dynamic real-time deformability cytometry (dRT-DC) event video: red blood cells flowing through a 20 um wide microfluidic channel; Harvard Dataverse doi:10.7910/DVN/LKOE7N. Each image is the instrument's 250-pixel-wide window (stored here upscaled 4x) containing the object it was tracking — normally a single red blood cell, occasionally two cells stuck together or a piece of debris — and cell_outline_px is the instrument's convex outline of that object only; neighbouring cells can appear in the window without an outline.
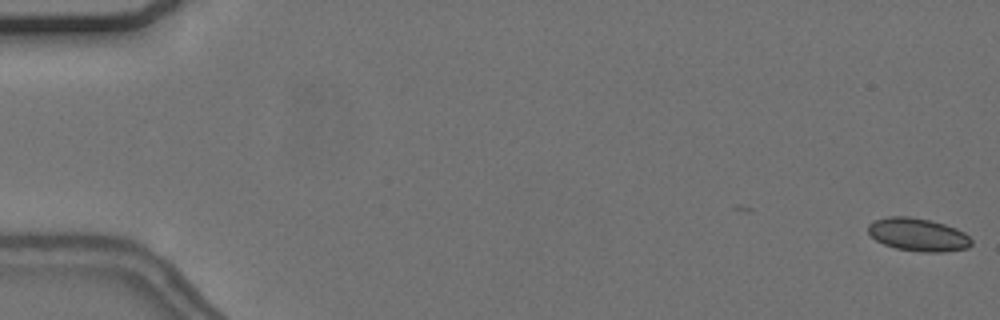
{"species": "common noctule bat (a hibernating species)", "species_latin": "Nyctalus noctula", "temperature_condition": "cold", "stored_images_in_passage": 44, "camera_frame_rate_fps": 3000, "um_per_image_px": 0.085, "animal": {"sex": "female", "body_mass_g": 24.6, "forearm_length_mm": 56.2}, "frame": {"image": 1, "passage_image": 1, "time_ms": 0.0, "image_size_px": [1000, 320], "cell_outline_px": [[972, 244], [968, 248], [944, 252], [920, 252], [896, 248], [884, 244], [876, 240], [868, 232], [868, 224], [876, 220], [888, 216], [908, 216], [932, 220], [956, 228], [964, 232], [972, 240]], "centroid_in_image_um": [78.05, 19.94], "position_along_channel_um": 6.9, "area_um2": 19.94}}
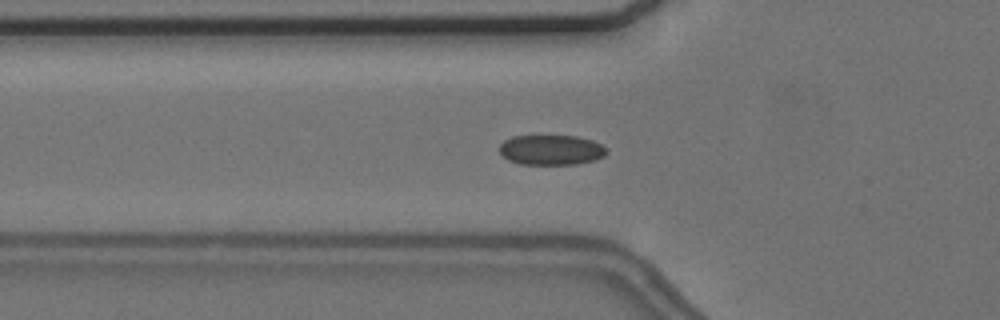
{"frame": {"image": 2, "passage_image": 20, "time_ms": 6.333, "image_size_px": [1000, 320], "cell_outline_px": [[608, 152], [604, 156], [596, 160], [576, 164], [520, 164], [508, 160], [500, 152], [500, 144], [504, 140], [512, 136], [576, 136], [592, 140], [608, 148]], "centroid_in_image_um": [46.88, 12.74], "position_along_channel_um": 78.9, "area_um2": 18.84}}
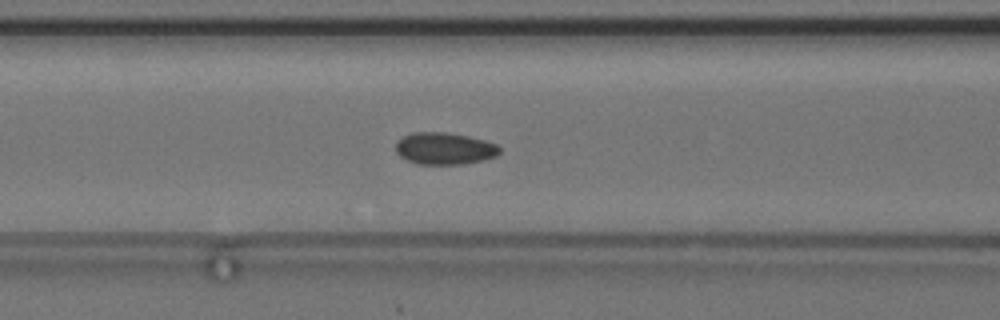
{"frame": {"image": 3, "passage_image": 24, "time_ms": 7.667, "image_size_px": [1000, 320], "cell_outline_px": [[500, 152], [496, 156], [484, 160], [460, 164], [416, 164], [400, 156], [396, 152], [396, 140], [412, 132], [444, 132], [468, 136], [484, 140], [496, 144], [500, 148]], "centroid_in_image_um": [37.76, 12.62], "position_along_channel_um": 128.8, "area_um2": 19.36}, "authors_computed_cell_mechanics": {"area_um2": 19.2185, "velocity_mm_per_s": 3.6627, "shape_relaxation_time_tau1_ms": null, "shape_relaxation_time_tau2_ms": 1.1214, "deformation_change_tau1": null, "deformation_change_tau2": 0.0497}}